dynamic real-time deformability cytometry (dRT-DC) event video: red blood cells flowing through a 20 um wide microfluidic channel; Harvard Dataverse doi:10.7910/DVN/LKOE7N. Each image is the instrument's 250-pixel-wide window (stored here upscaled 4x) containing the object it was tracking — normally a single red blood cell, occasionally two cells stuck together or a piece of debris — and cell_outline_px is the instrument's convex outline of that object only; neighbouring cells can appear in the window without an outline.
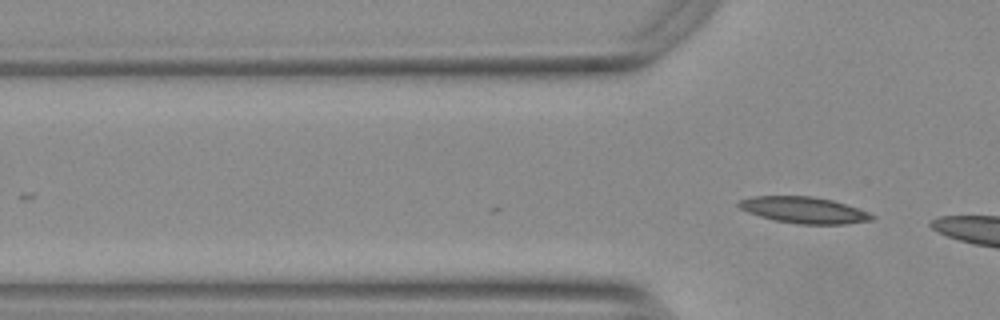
{"species": "Egyptian fruit bat (a non-hibernating species)", "species_latin": "Rousettus aegyptiacus", "temperature_condition": "warm", "stored_images_in_passage": 13, "camera_frame_rate_fps": 3000, "um_per_image_px": 0.085, "animal": {"sex": "female"}, "frame": {"image": 1, "passage_image": 13, "time_ms": 4.0, "image_size_px": [1000, 320], "cell_outline_px": [[876, 216], [872, 220], [844, 224], [796, 224], [772, 220], [748, 212], [740, 208], [736, 204], [740, 200], [752, 196], [812, 196], [832, 200], [868, 212]], "centroid_in_image_um": [68.31, 17.86], "position_along_channel_um": 57.5, "area_um2": 20.4}}